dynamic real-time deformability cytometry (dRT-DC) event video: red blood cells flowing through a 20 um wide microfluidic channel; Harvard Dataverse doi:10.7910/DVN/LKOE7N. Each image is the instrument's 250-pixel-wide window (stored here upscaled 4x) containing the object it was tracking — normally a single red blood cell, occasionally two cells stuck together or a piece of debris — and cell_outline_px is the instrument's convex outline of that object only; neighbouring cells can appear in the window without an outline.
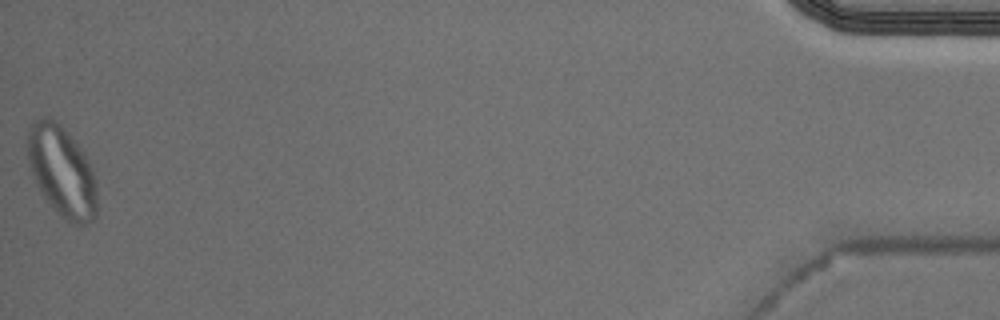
{"species": "Egyptian fruit bat (a non-hibernating species)", "species_latin": "Rousettus aegyptiacus", "temperature_condition": "cold", "stored_images_in_passage": 55, "segment_of_instrument_passage": [2, 2], "camera_frame_rate_fps": 3000, "um_per_image_px": 0.085, "animal": {"sex": "male"}, "frame": {"image": 1, "passage_image": 55, "time_ms": 18.0, "image_size_px": [1000, 320], "cell_outline_px": [[96, 216], [92, 220], [84, 224], [68, 224], [52, 208], [36, 184], [28, 160], [28, 132], [32, 124], [36, 120], [44, 116], [48, 116], [64, 128], [68, 132], [84, 152], [92, 168], [96, 180]], "centroid_in_image_um": [5.28, 14.59], "position_along_channel_um": 429.9, "area_um2": 36.65}}